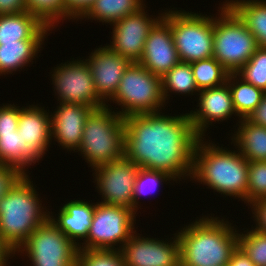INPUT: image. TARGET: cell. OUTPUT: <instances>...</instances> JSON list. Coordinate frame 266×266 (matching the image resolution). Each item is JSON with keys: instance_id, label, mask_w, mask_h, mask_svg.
I'll return each instance as SVG.
<instances>
[{"instance_id": "obj_1", "label": "cell", "mask_w": 266, "mask_h": 266, "mask_svg": "<svg viewBox=\"0 0 266 266\" xmlns=\"http://www.w3.org/2000/svg\"><path fill=\"white\" fill-rule=\"evenodd\" d=\"M163 114L159 111L124 118V156L138 167L167 173L176 181L191 179L194 151L201 137L188 113Z\"/></svg>"}, {"instance_id": "obj_2", "label": "cell", "mask_w": 266, "mask_h": 266, "mask_svg": "<svg viewBox=\"0 0 266 266\" xmlns=\"http://www.w3.org/2000/svg\"><path fill=\"white\" fill-rule=\"evenodd\" d=\"M224 220L203 216L176 233L180 242L181 266L228 265L238 247V231Z\"/></svg>"}, {"instance_id": "obj_3", "label": "cell", "mask_w": 266, "mask_h": 266, "mask_svg": "<svg viewBox=\"0 0 266 266\" xmlns=\"http://www.w3.org/2000/svg\"><path fill=\"white\" fill-rule=\"evenodd\" d=\"M223 148L200 138L194 151L191 178L247 204L248 160L235 149Z\"/></svg>"}, {"instance_id": "obj_4", "label": "cell", "mask_w": 266, "mask_h": 266, "mask_svg": "<svg viewBox=\"0 0 266 266\" xmlns=\"http://www.w3.org/2000/svg\"><path fill=\"white\" fill-rule=\"evenodd\" d=\"M32 182L24 174L0 200V235L16 251L50 218Z\"/></svg>"}, {"instance_id": "obj_5", "label": "cell", "mask_w": 266, "mask_h": 266, "mask_svg": "<svg viewBox=\"0 0 266 266\" xmlns=\"http://www.w3.org/2000/svg\"><path fill=\"white\" fill-rule=\"evenodd\" d=\"M106 104L88 115L78 151L92 169L124 157V118Z\"/></svg>"}, {"instance_id": "obj_6", "label": "cell", "mask_w": 266, "mask_h": 266, "mask_svg": "<svg viewBox=\"0 0 266 266\" xmlns=\"http://www.w3.org/2000/svg\"><path fill=\"white\" fill-rule=\"evenodd\" d=\"M219 9L218 17H214L213 57L229 73H236L259 46L254 35L224 2Z\"/></svg>"}, {"instance_id": "obj_7", "label": "cell", "mask_w": 266, "mask_h": 266, "mask_svg": "<svg viewBox=\"0 0 266 266\" xmlns=\"http://www.w3.org/2000/svg\"><path fill=\"white\" fill-rule=\"evenodd\" d=\"M110 100L122 107L117 113L123 118L162 111L166 106L162 92V77L154 75L139 62H131Z\"/></svg>"}, {"instance_id": "obj_8", "label": "cell", "mask_w": 266, "mask_h": 266, "mask_svg": "<svg viewBox=\"0 0 266 266\" xmlns=\"http://www.w3.org/2000/svg\"><path fill=\"white\" fill-rule=\"evenodd\" d=\"M164 10L180 62L191 63L213 57L214 16L185 10Z\"/></svg>"}, {"instance_id": "obj_9", "label": "cell", "mask_w": 266, "mask_h": 266, "mask_svg": "<svg viewBox=\"0 0 266 266\" xmlns=\"http://www.w3.org/2000/svg\"><path fill=\"white\" fill-rule=\"evenodd\" d=\"M135 214L131 208L96 202L88 236L79 244L78 249L120 251L136 231Z\"/></svg>"}, {"instance_id": "obj_10", "label": "cell", "mask_w": 266, "mask_h": 266, "mask_svg": "<svg viewBox=\"0 0 266 266\" xmlns=\"http://www.w3.org/2000/svg\"><path fill=\"white\" fill-rule=\"evenodd\" d=\"M78 247L48 219L17 249L31 266H76Z\"/></svg>"}, {"instance_id": "obj_11", "label": "cell", "mask_w": 266, "mask_h": 266, "mask_svg": "<svg viewBox=\"0 0 266 266\" xmlns=\"http://www.w3.org/2000/svg\"><path fill=\"white\" fill-rule=\"evenodd\" d=\"M51 75L57 101L81 104L93 109L106 105L97 95L91 71L84 59L73 58L59 66L57 64Z\"/></svg>"}, {"instance_id": "obj_12", "label": "cell", "mask_w": 266, "mask_h": 266, "mask_svg": "<svg viewBox=\"0 0 266 266\" xmlns=\"http://www.w3.org/2000/svg\"><path fill=\"white\" fill-rule=\"evenodd\" d=\"M139 167L125 156L94 168V178L102 203L134 210L133 193Z\"/></svg>"}, {"instance_id": "obj_13", "label": "cell", "mask_w": 266, "mask_h": 266, "mask_svg": "<svg viewBox=\"0 0 266 266\" xmlns=\"http://www.w3.org/2000/svg\"><path fill=\"white\" fill-rule=\"evenodd\" d=\"M146 5L112 24V41L108 46L114 53L120 54L130 62H139L144 50L145 41L154 25L163 17L149 16Z\"/></svg>"}, {"instance_id": "obj_14", "label": "cell", "mask_w": 266, "mask_h": 266, "mask_svg": "<svg viewBox=\"0 0 266 266\" xmlns=\"http://www.w3.org/2000/svg\"><path fill=\"white\" fill-rule=\"evenodd\" d=\"M136 233L120 250L125 266H181L180 242L176 233L168 242L159 238H144Z\"/></svg>"}, {"instance_id": "obj_15", "label": "cell", "mask_w": 266, "mask_h": 266, "mask_svg": "<svg viewBox=\"0 0 266 266\" xmlns=\"http://www.w3.org/2000/svg\"><path fill=\"white\" fill-rule=\"evenodd\" d=\"M88 57L85 61L91 71L97 95L107 104L115 95L121 78L131 62L114 53L106 45H101Z\"/></svg>"}, {"instance_id": "obj_16", "label": "cell", "mask_w": 266, "mask_h": 266, "mask_svg": "<svg viewBox=\"0 0 266 266\" xmlns=\"http://www.w3.org/2000/svg\"><path fill=\"white\" fill-rule=\"evenodd\" d=\"M179 62L169 22L162 17L151 29L139 63L154 75L163 77Z\"/></svg>"}, {"instance_id": "obj_17", "label": "cell", "mask_w": 266, "mask_h": 266, "mask_svg": "<svg viewBox=\"0 0 266 266\" xmlns=\"http://www.w3.org/2000/svg\"><path fill=\"white\" fill-rule=\"evenodd\" d=\"M199 96V108L188 113L193 129L203 138L207 131L208 125L214 121H225L232 114H236L233 106L230 87L227 83L222 86L200 90L197 93Z\"/></svg>"}, {"instance_id": "obj_18", "label": "cell", "mask_w": 266, "mask_h": 266, "mask_svg": "<svg viewBox=\"0 0 266 266\" xmlns=\"http://www.w3.org/2000/svg\"><path fill=\"white\" fill-rule=\"evenodd\" d=\"M92 107L60 102L57 110L51 112V137L62 148L77 151L83 138L85 121Z\"/></svg>"}, {"instance_id": "obj_19", "label": "cell", "mask_w": 266, "mask_h": 266, "mask_svg": "<svg viewBox=\"0 0 266 266\" xmlns=\"http://www.w3.org/2000/svg\"><path fill=\"white\" fill-rule=\"evenodd\" d=\"M51 115L49 110L38 105L21 107L18 133L23 141H26L29 149L39 158L48 151V147L53 140L51 137Z\"/></svg>"}, {"instance_id": "obj_20", "label": "cell", "mask_w": 266, "mask_h": 266, "mask_svg": "<svg viewBox=\"0 0 266 266\" xmlns=\"http://www.w3.org/2000/svg\"><path fill=\"white\" fill-rule=\"evenodd\" d=\"M95 204L83 200H71L59 210L58 217L50 214V220L61 230L77 247L78 242L87 238L92 224ZM77 241V242H76Z\"/></svg>"}, {"instance_id": "obj_21", "label": "cell", "mask_w": 266, "mask_h": 266, "mask_svg": "<svg viewBox=\"0 0 266 266\" xmlns=\"http://www.w3.org/2000/svg\"><path fill=\"white\" fill-rule=\"evenodd\" d=\"M52 29L28 11L0 15V45L19 40H45Z\"/></svg>"}, {"instance_id": "obj_22", "label": "cell", "mask_w": 266, "mask_h": 266, "mask_svg": "<svg viewBox=\"0 0 266 266\" xmlns=\"http://www.w3.org/2000/svg\"><path fill=\"white\" fill-rule=\"evenodd\" d=\"M238 123L231 144L248 161H266V127L252 124L246 118Z\"/></svg>"}, {"instance_id": "obj_23", "label": "cell", "mask_w": 266, "mask_h": 266, "mask_svg": "<svg viewBox=\"0 0 266 266\" xmlns=\"http://www.w3.org/2000/svg\"><path fill=\"white\" fill-rule=\"evenodd\" d=\"M224 3L254 35L258 46L266 48V0H226Z\"/></svg>"}, {"instance_id": "obj_24", "label": "cell", "mask_w": 266, "mask_h": 266, "mask_svg": "<svg viewBox=\"0 0 266 266\" xmlns=\"http://www.w3.org/2000/svg\"><path fill=\"white\" fill-rule=\"evenodd\" d=\"M44 40H19L0 45V76L12 74L36 59Z\"/></svg>"}, {"instance_id": "obj_25", "label": "cell", "mask_w": 266, "mask_h": 266, "mask_svg": "<svg viewBox=\"0 0 266 266\" xmlns=\"http://www.w3.org/2000/svg\"><path fill=\"white\" fill-rule=\"evenodd\" d=\"M39 160L29 149L26 141H23L18 130L13 133H0V165H11L27 174L25 167Z\"/></svg>"}, {"instance_id": "obj_26", "label": "cell", "mask_w": 266, "mask_h": 266, "mask_svg": "<svg viewBox=\"0 0 266 266\" xmlns=\"http://www.w3.org/2000/svg\"><path fill=\"white\" fill-rule=\"evenodd\" d=\"M143 6H145L143 0H95L81 19H94L111 25L137 12Z\"/></svg>"}, {"instance_id": "obj_27", "label": "cell", "mask_w": 266, "mask_h": 266, "mask_svg": "<svg viewBox=\"0 0 266 266\" xmlns=\"http://www.w3.org/2000/svg\"><path fill=\"white\" fill-rule=\"evenodd\" d=\"M226 83L230 87L233 106L239 120L247 118L261 102L265 92L244 81L240 76L237 77L236 73H229Z\"/></svg>"}, {"instance_id": "obj_28", "label": "cell", "mask_w": 266, "mask_h": 266, "mask_svg": "<svg viewBox=\"0 0 266 266\" xmlns=\"http://www.w3.org/2000/svg\"><path fill=\"white\" fill-rule=\"evenodd\" d=\"M162 92L164 100L170 98V94L194 95L199 92L192 72L191 64L179 62L162 77ZM194 92V94H193ZM169 96V97H168Z\"/></svg>"}, {"instance_id": "obj_29", "label": "cell", "mask_w": 266, "mask_h": 266, "mask_svg": "<svg viewBox=\"0 0 266 266\" xmlns=\"http://www.w3.org/2000/svg\"><path fill=\"white\" fill-rule=\"evenodd\" d=\"M190 64L199 91L219 87L227 82L229 72L214 57L194 61Z\"/></svg>"}, {"instance_id": "obj_30", "label": "cell", "mask_w": 266, "mask_h": 266, "mask_svg": "<svg viewBox=\"0 0 266 266\" xmlns=\"http://www.w3.org/2000/svg\"><path fill=\"white\" fill-rule=\"evenodd\" d=\"M26 4L27 11L36 15L52 30L58 26L59 21H64L66 0H26Z\"/></svg>"}, {"instance_id": "obj_31", "label": "cell", "mask_w": 266, "mask_h": 266, "mask_svg": "<svg viewBox=\"0 0 266 266\" xmlns=\"http://www.w3.org/2000/svg\"><path fill=\"white\" fill-rule=\"evenodd\" d=\"M251 228L244 234L238 232V247L255 266H266V234Z\"/></svg>"}, {"instance_id": "obj_32", "label": "cell", "mask_w": 266, "mask_h": 266, "mask_svg": "<svg viewBox=\"0 0 266 266\" xmlns=\"http://www.w3.org/2000/svg\"><path fill=\"white\" fill-rule=\"evenodd\" d=\"M171 180L176 181L171 175L167 173L139 167L134 184V211L137 212V210L139 209L138 200L141 198V195H148L155 191L158 186L160 187V185H163L164 182L169 181L167 183H171Z\"/></svg>"}, {"instance_id": "obj_33", "label": "cell", "mask_w": 266, "mask_h": 266, "mask_svg": "<svg viewBox=\"0 0 266 266\" xmlns=\"http://www.w3.org/2000/svg\"><path fill=\"white\" fill-rule=\"evenodd\" d=\"M236 74L266 93V48L258 47L250 60Z\"/></svg>"}, {"instance_id": "obj_34", "label": "cell", "mask_w": 266, "mask_h": 266, "mask_svg": "<svg viewBox=\"0 0 266 266\" xmlns=\"http://www.w3.org/2000/svg\"><path fill=\"white\" fill-rule=\"evenodd\" d=\"M76 266H125L119 250H78Z\"/></svg>"}, {"instance_id": "obj_35", "label": "cell", "mask_w": 266, "mask_h": 266, "mask_svg": "<svg viewBox=\"0 0 266 266\" xmlns=\"http://www.w3.org/2000/svg\"><path fill=\"white\" fill-rule=\"evenodd\" d=\"M247 203L266 198V161H248Z\"/></svg>"}, {"instance_id": "obj_36", "label": "cell", "mask_w": 266, "mask_h": 266, "mask_svg": "<svg viewBox=\"0 0 266 266\" xmlns=\"http://www.w3.org/2000/svg\"><path fill=\"white\" fill-rule=\"evenodd\" d=\"M0 106V133H13L18 129L20 106L2 104Z\"/></svg>"}, {"instance_id": "obj_37", "label": "cell", "mask_w": 266, "mask_h": 266, "mask_svg": "<svg viewBox=\"0 0 266 266\" xmlns=\"http://www.w3.org/2000/svg\"><path fill=\"white\" fill-rule=\"evenodd\" d=\"M24 174L11 165H0V200Z\"/></svg>"}, {"instance_id": "obj_38", "label": "cell", "mask_w": 266, "mask_h": 266, "mask_svg": "<svg viewBox=\"0 0 266 266\" xmlns=\"http://www.w3.org/2000/svg\"><path fill=\"white\" fill-rule=\"evenodd\" d=\"M95 0H66V9L64 10V20L81 19Z\"/></svg>"}, {"instance_id": "obj_39", "label": "cell", "mask_w": 266, "mask_h": 266, "mask_svg": "<svg viewBox=\"0 0 266 266\" xmlns=\"http://www.w3.org/2000/svg\"><path fill=\"white\" fill-rule=\"evenodd\" d=\"M253 218L255 217L256 228L253 229L266 234V198L256 200L249 204ZM254 211V212H253Z\"/></svg>"}, {"instance_id": "obj_40", "label": "cell", "mask_w": 266, "mask_h": 266, "mask_svg": "<svg viewBox=\"0 0 266 266\" xmlns=\"http://www.w3.org/2000/svg\"><path fill=\"white\" fill-rule=\"evenodd\" d=\"M27 11L26 0H0V15L18 14Z\"/></svg>"}, {"instance_id": "obj_41", "label": "cell", "mask_w": 266, "mask_h": 266, "mask_svg": "<svg viewBox=\"0 0 266 266\" xmlns=\"http://www.w3.org/2000/svg\"><path fill=\"white\" fill-rule=\"evenodd\" d=\"M246 119L252 124L266 127V93L255 110Z\"/></svg>"}, {"instance_id": "obj_42", "label": "cell", "mask_w": 266, "mask_h": 266, "mask_svg": "<svg viewBox=\"0 0 266 266\" xmlns=\"http://www.w3.org/2000/svg\"><path fill=\"white\" fill-rule=\"evenodd\" d=\"M227 266H255L249 257L239 248L232 253Z\"/></svg>"}, {"instance_id": "obj_43", "label": "cell", "mask_w": 266, "mask_h": 266, "mask_svg": "<svg viewBox=\"0 0 266 266\" xmlns=\"http://www.w3.org/2000/svg\"><path fill=\"white\" fill-rule=\"evenodd\" d=\"M16 250L13 249L0 235V266H7L9 258L14 257ZM8 262V263H7Z\"/></svg>"}]
</instances>
